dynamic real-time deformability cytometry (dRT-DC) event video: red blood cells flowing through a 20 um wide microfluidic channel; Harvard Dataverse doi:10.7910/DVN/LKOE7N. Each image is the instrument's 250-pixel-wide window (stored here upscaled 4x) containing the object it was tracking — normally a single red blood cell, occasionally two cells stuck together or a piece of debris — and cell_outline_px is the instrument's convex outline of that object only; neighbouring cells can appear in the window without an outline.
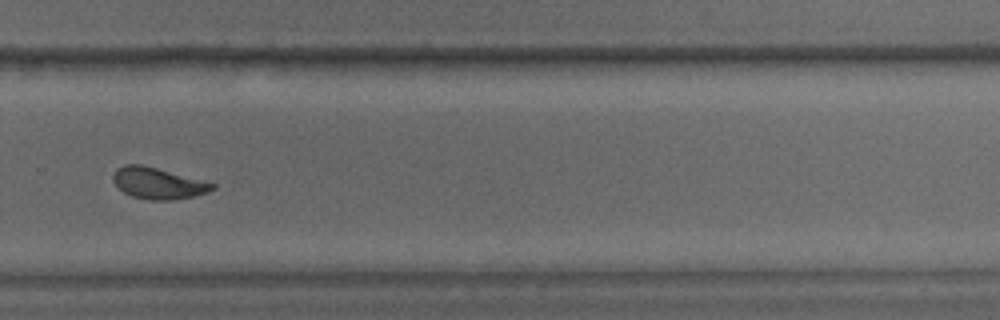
{"species": "common noctule bat (a hibernating species)", "species_latin": "Nyctalus noctula", "temperature_condition": "warm", "stored_images_in_passage": 39, "segment_of_instrument_passage": [2, 2], "camera_frame_rate_fps": 3000, "um_per_image_px": 0.085, "animal": {"sex": "male", "body_mass_g": 15.6}, "frame": {"image": 1, "passage_image": 36, "time_ms": 11.667, "image_size_px": [1000, 320], "cell_outline_px": [[216, 188], [208, 192], [192, 196], [172, 200], [148, 200], [132, 196], [124, 192], [112, 180], [112, 176], [116, 168], [124, 164], [140, 164], [156, 168], [216, 184]], "centroid_in_image_um": [13.4, 15.58], "position_along_channel_um": 316.4, "area_um2": 17.92}}